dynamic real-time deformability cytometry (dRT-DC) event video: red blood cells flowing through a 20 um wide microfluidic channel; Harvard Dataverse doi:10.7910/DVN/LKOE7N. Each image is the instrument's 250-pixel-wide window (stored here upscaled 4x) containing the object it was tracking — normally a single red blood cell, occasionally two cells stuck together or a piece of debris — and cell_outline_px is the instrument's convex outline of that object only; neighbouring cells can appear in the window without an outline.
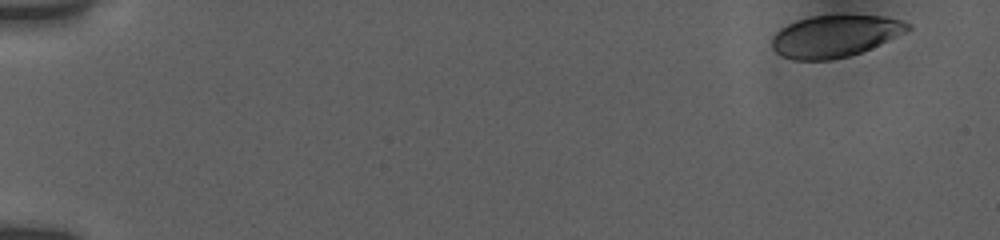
{"species": "human", "species_latin": "Homo sapiens", "temperature_condition": "room temperature", "stored_images_in_passage": 11, "camera_frame_rate_fps": 3000, "um_per_image_px": 0.085, "donor": {"sex": "female"}, "frame": {"image": 1, "passage_image": 1, "time_ms": 0.0, "image_size_px": [1000, 240], "cell_outline_px": [[912, 28], [908, 32], [880, 44], [860, 52], [848, 56], [832, 60], [792, 60], [780, 56], [772, 48], [772, 36], [780, 28], [796, 20], [812, 16], [888, 16], [904, 20], [912, 24]], "centroid_in_image_um": [70.99, 3.07], "position_along_channel_um": 14.0, "area_um2": 33.41}}